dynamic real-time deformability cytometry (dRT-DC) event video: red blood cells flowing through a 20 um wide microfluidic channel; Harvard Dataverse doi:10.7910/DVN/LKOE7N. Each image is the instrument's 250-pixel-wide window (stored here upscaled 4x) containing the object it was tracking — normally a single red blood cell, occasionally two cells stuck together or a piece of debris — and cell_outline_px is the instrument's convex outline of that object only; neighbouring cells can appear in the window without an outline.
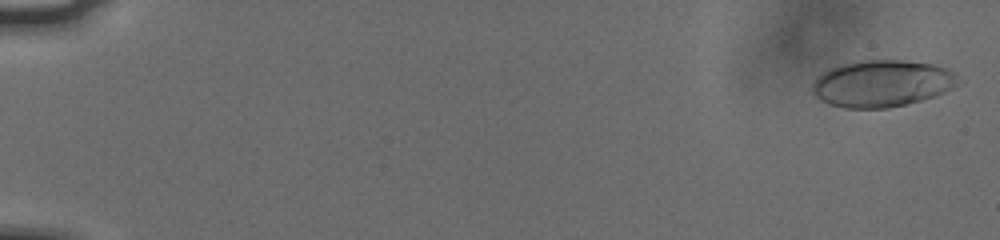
{"species": "human", "species_latin": "Homo sapiens", "temperature_condition": "cold", "stored_images_in_passage": 55, "camera_frame_rate_fps": 3000, "um_per_image_px": 0.085, "donor": {"sex": "male"}, "frame": {"image": 1, "passage_image": 1, "time_ms": 0.0, "image_size_px": [1000, 240], "cell_outline_px": [[964, 80], [952, 88], [936, 96], [888, 108], [844, 108], [828, 104], [820, 100], [812, 92], [812, 84], [828, 68], [860, 60], [904, 60], [932, 64], [944, 68], [952, 72]], "centroid_in_image_um": [74.98, 7.1], "position_along_channel_um": 10.0, "area_um2": 39.77}}
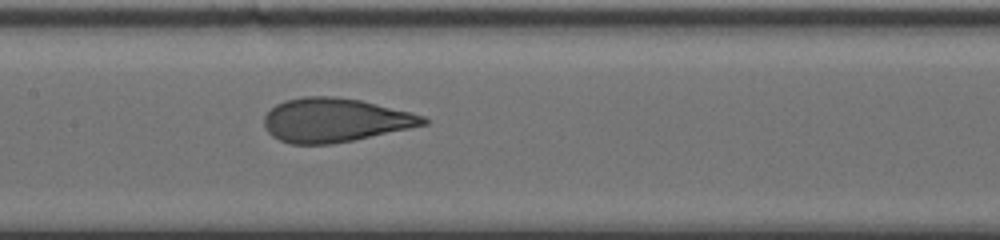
{"frame": {"image": 2, "passage_image": 29, "time_ms": 9.333, "image_size_px": [1000, 240], "cell_outline_px": [[428, 124], [352, 140], [332, 144], [292, 144], [280, 140], [272, 136], [268, 132], [264, 124], [264, 116], [276, 104], [284, 100], [304, 96], [332, 96], [360, 100], [424, 116], [428, 120]], "centroid_in_image_um": [28.43, 10.21], "position_along_channel_um": 179.0, "area_um2": 40.29}}
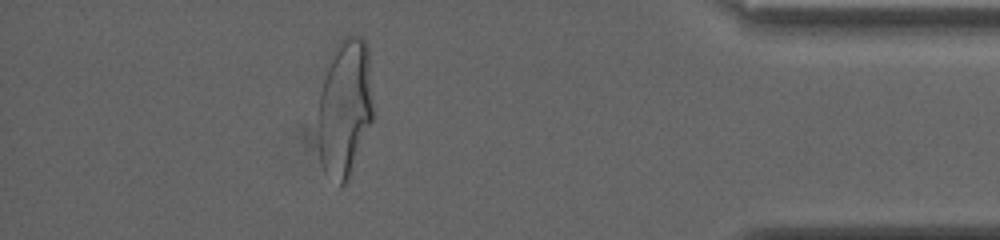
{"frame": {"image": 3, "passage_image": 50, "time_ms": 16.333, "image_size_px": [1000, 240], "cell_outline_px": [[376, 116], [352, 176], [348, 184], [340, 188], [324, 168], [320, 160], [320, 96], [324, 80], [332, 52], [340, 40], [344, 36], [360, 36], [364, 40], [368, 48]], "centroid_in_image_um": [29.42, 9.24], "position_along_channel_um": 405.8, "area_um2": 45.2}, "authors_computed_cell_mechanics": {"area_um2": 40.1132, "velocity_mm_per_s": 3.763, "shape_relaxation_time_tau1_ms": 5.1109, "shape_relaxation_time_tau2_ms": 0.6682, "deformation_change_tau1": 0.1937, "deformation_change_tau2": 0.0659}}